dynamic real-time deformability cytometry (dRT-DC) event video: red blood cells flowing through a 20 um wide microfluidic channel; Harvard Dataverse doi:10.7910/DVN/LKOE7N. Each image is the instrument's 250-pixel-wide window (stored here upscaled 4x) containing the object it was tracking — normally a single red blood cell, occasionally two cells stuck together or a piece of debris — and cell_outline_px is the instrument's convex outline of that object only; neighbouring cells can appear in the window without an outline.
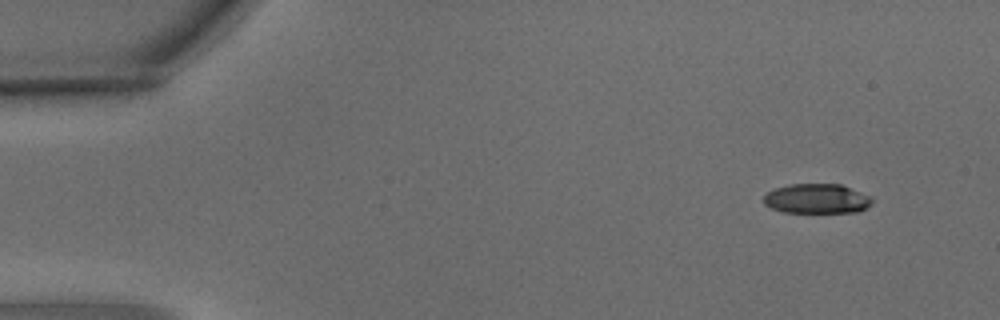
{"species": "common noctule bat (a hibernating species)", "species_latin": "Nyctalus noctula", "temperature_condition": "warm", "stored_images_in_passage": 4, "camera_frame_rate_fps": 3000, "um_per_image_px": 0.085, "animal": {"sex": "male", "body_mass_g": 15.6}, "frame": {"image": 1, "passage_image": 1, "time_ms": 0.0, "image_size_px": [1000, 320], "cell_outline_px": [[872, 204], [868, 208], [860, 212], [784, 212], [772, 208], [764, 204], [764, 196], [768, 192], [776, 188], [792, 184], [840, 184], [868, 196], [872, 200]], "centroid_in_image_um": [69.44, 16.9], "position_along_channel_um": 15.6, "area_um2": 18.55}}
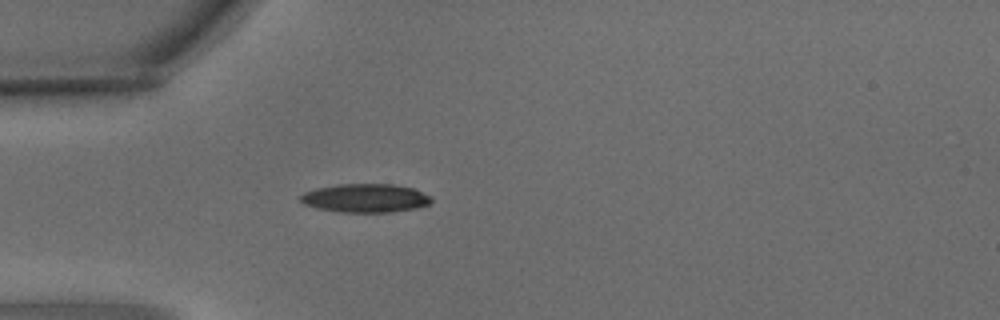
{"frame": {"image": 2, "passage_image": 4, "time_ms": 1.0, "image_size_px": [1000, 320], "cell_outline_px": [[432, 200], [428, 204], [416, 208], [392, 212], [340, 212], [316, 208], [304, 204], [296, 196], [304, 192], [316, 188], [340, 184], [392, 184], [412, 188], [432, 196]], "centroid_in_image_um": [31.02, 16.84], "position_along_channel_um": 54.0, "area_um2": 21.91}}